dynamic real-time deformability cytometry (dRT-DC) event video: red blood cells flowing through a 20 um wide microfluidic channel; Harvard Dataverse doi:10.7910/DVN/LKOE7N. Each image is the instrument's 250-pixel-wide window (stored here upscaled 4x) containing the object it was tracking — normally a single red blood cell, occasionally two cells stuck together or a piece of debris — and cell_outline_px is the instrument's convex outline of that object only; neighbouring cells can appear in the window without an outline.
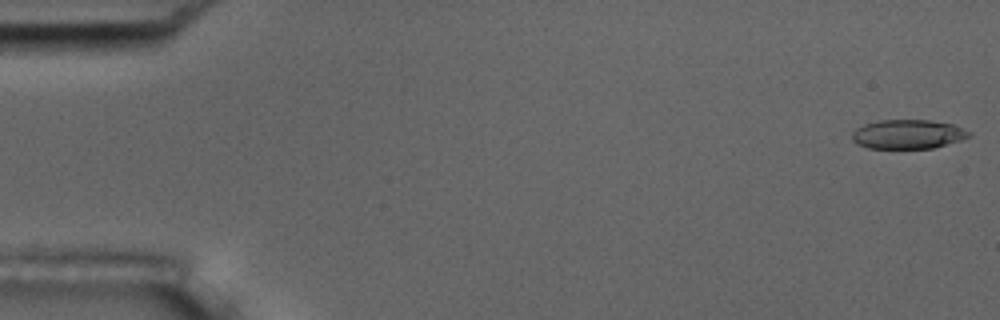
{"species": "common noctule bat (a hibernating species)", "species_latin": "Nyctalus noctula", "temperature_condition": "room temperature", "stored_images_in_passage": 55, "camera_frame_rate_fps": 3000, "um_per_image_px": 0.085, "animal": {"sex": "male", "body_mass_g": 17.5, "forearm_length_mm": 52.3}, "frame": {"image": 1, "passage_image": 1, "time_ms": 0.0, "image_size_px": [1000, 320], "cell_outline_px": [[972, 136], [960, 140], [932, 148], [868, 148], [856, 144], [852, 140], [852, 132], [856, 128], [864, 124], [880, 120], [928, 120], [952, 124], [972, 132]], "centroid_in_image_um": [77.16, 11.41], "position_along_channel_um": 7.8, "area_um2": 19.88}}
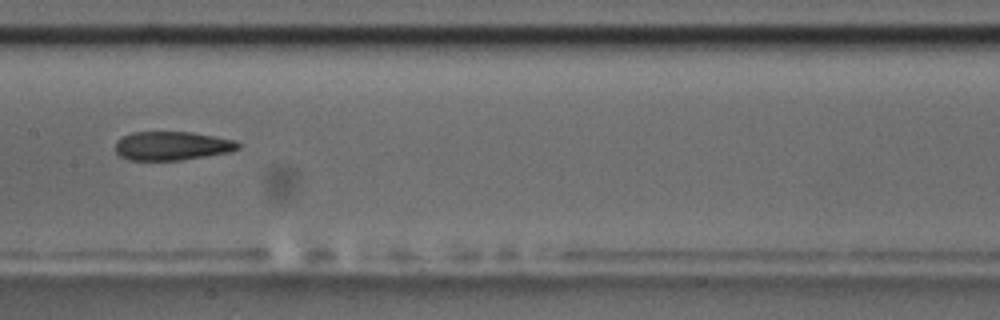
{"frame": {"image": 2, "passage_image": 28, "time_ms": 9.0, "image_size_px": [1000, 320], "cell_outline_px": [[240, 148], [228, 152], [180, 160], [128, 160], [120, 156], [116, 152], [116, 140], [132, 132], [192, 132], [236, 140], [240, 144]], "centroid_in_image_um": [14.61, 12.39], "position_along_channel_um": 192.8, "area_um2": 20.52}}
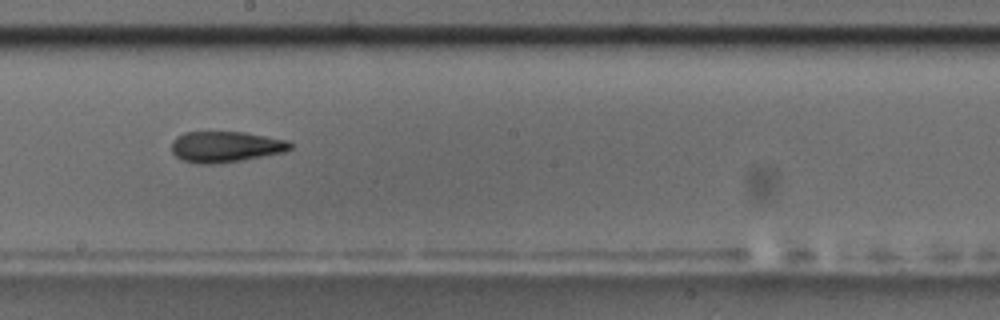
{"frame": {"image": 3, "passage_image": 31, "time_ms": 10.0, "image_size_px": [1000, 320], "cell_outline_px": [[292, 148], [284, 152], [240, 160], [212, 164], [196, 164], [184, 160], [176, 156], [172, 152], [172, 140], [176, 136], [184, 132], [244, 132], [288, 140], [292, 144]], "centroid_in_image_um": [19.16, 12.46], "position_along_channel_um": 229.0, "area_um2": 21.33}, "authors_computed_cell_mechanics": {"area_um2": 21.1548, "velocity_mm_per_s": 3.636, "shape_relaxation_time_tau1_ms": null, "shape_relaxation_time_tau2_ms": 7.4156, "deformation_change_tau1": null, "deformation_change_tau2": 0.1994}}